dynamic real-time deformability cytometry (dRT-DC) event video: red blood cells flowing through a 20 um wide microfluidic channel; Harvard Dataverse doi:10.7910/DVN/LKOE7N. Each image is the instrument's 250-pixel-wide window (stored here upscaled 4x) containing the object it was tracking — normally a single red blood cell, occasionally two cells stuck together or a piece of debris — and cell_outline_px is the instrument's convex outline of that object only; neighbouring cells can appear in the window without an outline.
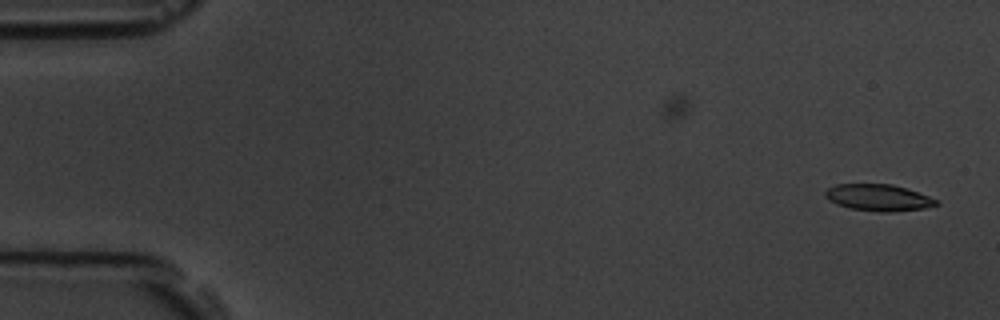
{"species": "common noctule bat (a hibernating species)", "species_latin": "Nyctalus noctula", "temperature_condition": "room temperature", "stored_images_in_passage": 3, "camera_frame_rate_fps": 3000, "um_per_image_px": 0.085, "animal": {"sex": "male", "body_mass_g": 19.5, "forearm_length_mm": 54.6}, "frame": {"image": 1, "passage_image": 3, "time_ms": 2.0, "image_size_px": [1000, 320], "cell_outline_px": [[940, 204], [924, 208], [892, 212], [880, 212], [848, 208], [836, 204], [828, 200], [824, 196], [824, 192], [828, 188], [836, 184], [892, 184], [928, 196], [936, 200]], "centroid_in_image_um": [74.61, 16.8], "position_along_channel_um": 10.4, "area_um2": 17.17}}